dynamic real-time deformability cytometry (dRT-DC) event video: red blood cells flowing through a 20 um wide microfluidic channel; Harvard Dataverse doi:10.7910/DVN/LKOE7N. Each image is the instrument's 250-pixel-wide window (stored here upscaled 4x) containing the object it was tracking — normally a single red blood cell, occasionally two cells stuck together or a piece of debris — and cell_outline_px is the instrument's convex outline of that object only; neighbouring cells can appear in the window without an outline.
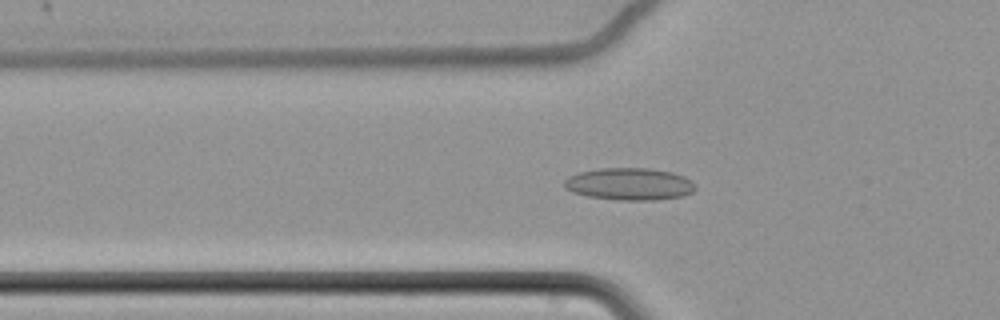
{"species": "common noctule bat (a hibernating species)", "species_latin": "Nyctalus noctula", "temperature_condition": "cold", "stored_images_in_passage": 59, "camera_frame_rate_fps": 3000, "um_per_image_px": 0.085, "animal": {"sex": "female", "body_mass_g": 22.7, "forearm_length_mm": 54.2}, "frame": {"image": 1, "passage_image": 20, "time_ms": 6.333, "image_size_px": [1000, 320], "cell_outline_px": [[696, 188], [692, 192], [684, 196], [656, 200], [620, 200], [588, 196], [572, 192], [564, 188], [564, 180], [568, 176], [580, 172], [600, 168], [648, 168], [672, 172], [684, 176], [696, 184]], "centroid_in_image_um": [53.51, 15.64], "position_along_channel_um": 72.3, "area_um2": 24.74}}
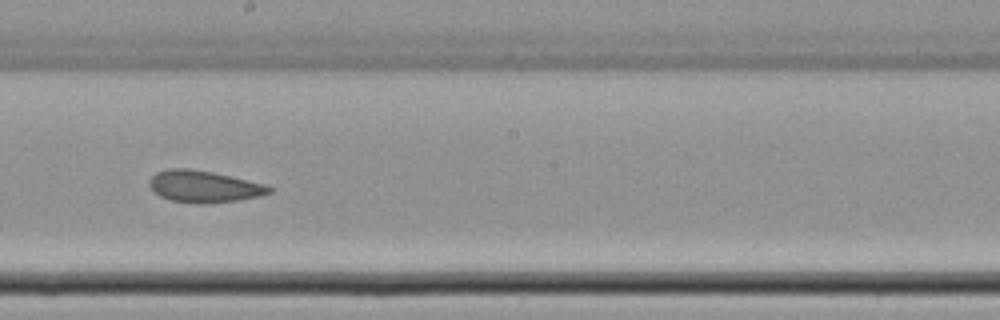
{"frame": {"image": 2, "passage_image": 34, "time_ms": 11.0, "image_size_px": [1000, 320], "cell_outline_px": [[272, 192], [260, 196], [236, 200], [208, 204], [204, 204], [172, 200], [160, 196], [148, 184], [152, 176], [156, 172], [168, 168], [188, 168], [212, 172], [232, 176], [264, 184], [272, 188]], "centroid_in_image_um": [17.34, 15.84], "position_along_channel_um": 230.9, "area_um2": 22.02}}
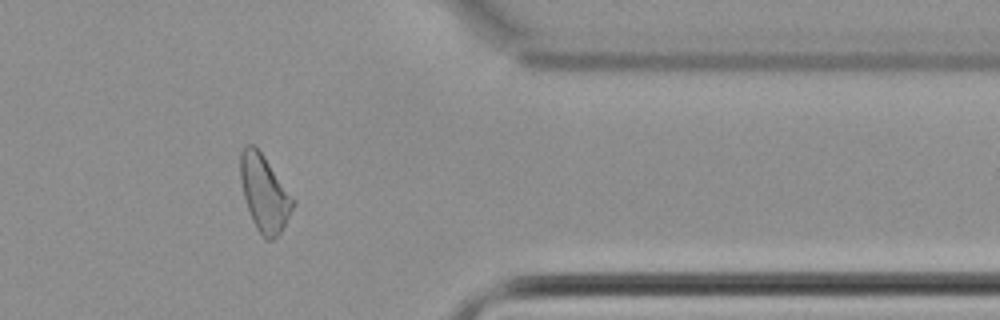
{"frame": {"image": 3, "passage_image": 49, "time_ms": 16.0, "image_size_px": [1000, 320], "cell_outline_px": [[296, 204], [280, 232], [272, 240], [264, 240], [256, 228], [252, 220], [244, 196], [240, 180], [240, 152], [244, 144], [252, 144], [264, 156], [296, 200]], "centroid_in_image_um": [22.47, 16.42], "position_along_channel_um": 388.9, "area_um2": 23.41}, "authors_computed_cell_mechanics": {"area_um2": 23.5824, "velocity_mm_per_s": 3.4398, "shape_relaxation_time_tau1_ms": null, "shape_relaxation_time_tau2_ms": 5.1046, "deformation_change_tau1": null, "deformation_change_tau2": 0.1199}}